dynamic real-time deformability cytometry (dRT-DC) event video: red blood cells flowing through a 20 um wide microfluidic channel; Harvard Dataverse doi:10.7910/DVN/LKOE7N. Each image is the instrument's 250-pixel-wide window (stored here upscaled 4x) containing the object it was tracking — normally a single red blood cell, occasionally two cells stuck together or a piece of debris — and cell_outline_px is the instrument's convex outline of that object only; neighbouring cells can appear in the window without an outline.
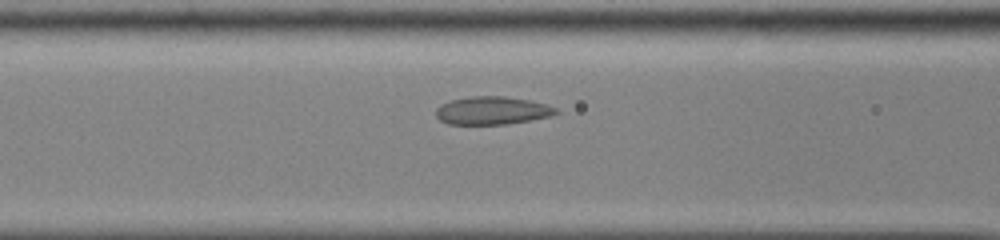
{"species": "common noctule bat (a hibernating species)", "species_latin": "Nyctalus noctula", "temperature_condition": "cold", "stored_images_in_passage": 36, "camera_frame_rate_fps": 3000, "um_per_image_px": 0.085, "animal": {"sex": "male", "body_mass_g": 13.0, "forearm_length_mm": 53.1}, "frame": {"image": 1, "passage_image": 10, "time_ms": 3.0, "image_size_px": [1000, 240], "cell_outline_px": [[560, 112], [552, 116], [508, 124], [448, 124], [440, 120], [436, 116], [436, 108], [440, 104], [448, 100], [468, 96], [504, 96], [528, 100], [544, 104], [556, 108]], "centroid_in_image_um": [41.8, 9.39], "position_along_channel_um": 124.8, "area_um2": 19.71}}
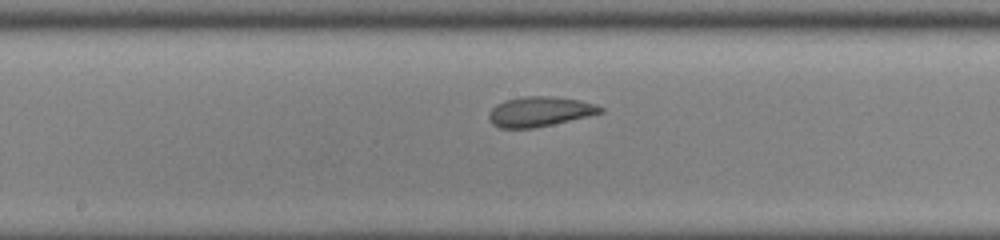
{"frame": {"image": 2, "passage_image": 16, "time_ms": 5.0, "image_size_px": [1000, 240], "cell_outline_px": [[604, 112], [588, 116], [552, 124], [532, 128], [500, 128], [492, 124], [488, 120], [488, 112], [496, 104], [504, 100], [524, 96], [552, 96], [580, 100], [596, 104], [604, 108]], "centroid_in_image_um": [45.85, 9.48], "position_along_channel_um": 202.4, "area_um2": 19.54}}
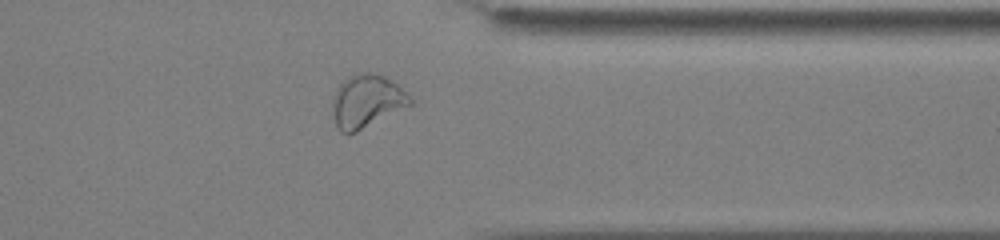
{"frame": {"image": 3, "passage_image": 30, "time_ms": 9.667, "image_size_px": [1000, 240], "cell_outline_px": [[412, 104], [356, 132], [340, 132], [332, 116], [332, 100], [336, 88], [348, 76], [356, 72], [376, 72], [384, 76], [396, 84], [412, 96]], "centroid_in_image_um": [31.15, 8.57], "position_along_channel_um": 380.2, "area_um2": 24.04}}